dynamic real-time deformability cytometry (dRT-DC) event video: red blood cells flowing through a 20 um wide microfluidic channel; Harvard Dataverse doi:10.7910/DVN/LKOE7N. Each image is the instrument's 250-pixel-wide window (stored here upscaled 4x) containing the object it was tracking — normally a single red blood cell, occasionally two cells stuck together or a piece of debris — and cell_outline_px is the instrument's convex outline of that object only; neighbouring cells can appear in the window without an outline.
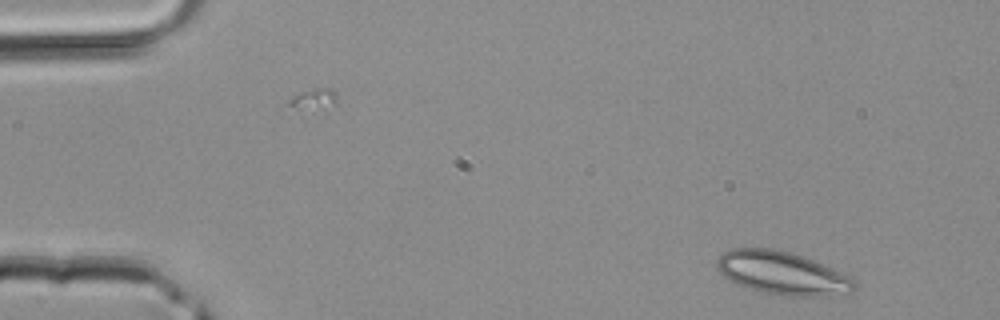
{"species": "common noctule bat (a hibernating species)", "species_latin": "Nyctalus noctula", "temperature_condition": "room temperature", "stored_images_in_passage": 13, "camera_frame_rate_fps": 3000, "um_per_image_px": 0.085, "animal": {"sex": "male", "body_mass_g": 20.4}, "frame": {"image": 1, "passage_image": 1, "time_ms": 0.0, "image_size_px": [1000, 320], "cell_outline_px": [[856, 288], [852, 292], [828, 296], [788, 296], [760, 292], [736, 284], [724, 276], [716, 268], [716, 260], [724, 252], [732, 248], [772, 248], [792, 252], [804, 256], [832, 268], [848, 276], [852, 280]], "centroid_in_image_um": [66.46, 23.21], "position_along_channel_um": 18.5, "area_um2": 34.56}}
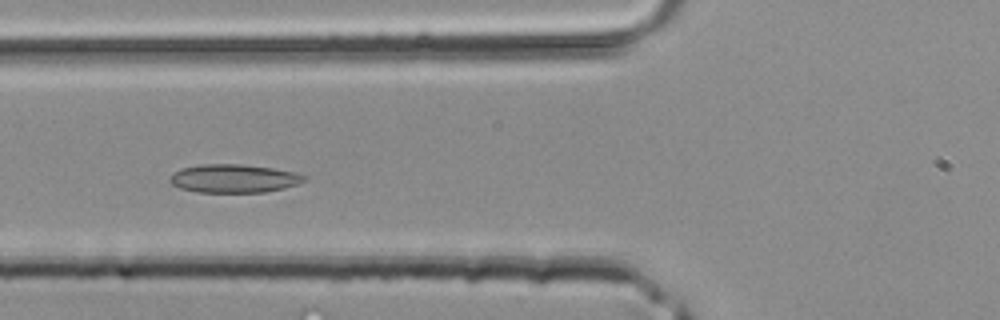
{"frame": {"image": 2, "passage_image": 13, "time_ms": 4.0, "image_size_px": [1000, 320], "cell_outline_px": [[308, 180], [284, 188], [264, 192], [196, 192], [180, 188], [172, 184], [168, 180], [168, 176], [172, 172], [180, 168], [200, 164], [240, 164], [272, 168], [296, 172], [308, 176]], "centroid_in_image_um": [19.85, 15.16], "position_along_channel_um": 106.0, "area_um2": 22.48}}